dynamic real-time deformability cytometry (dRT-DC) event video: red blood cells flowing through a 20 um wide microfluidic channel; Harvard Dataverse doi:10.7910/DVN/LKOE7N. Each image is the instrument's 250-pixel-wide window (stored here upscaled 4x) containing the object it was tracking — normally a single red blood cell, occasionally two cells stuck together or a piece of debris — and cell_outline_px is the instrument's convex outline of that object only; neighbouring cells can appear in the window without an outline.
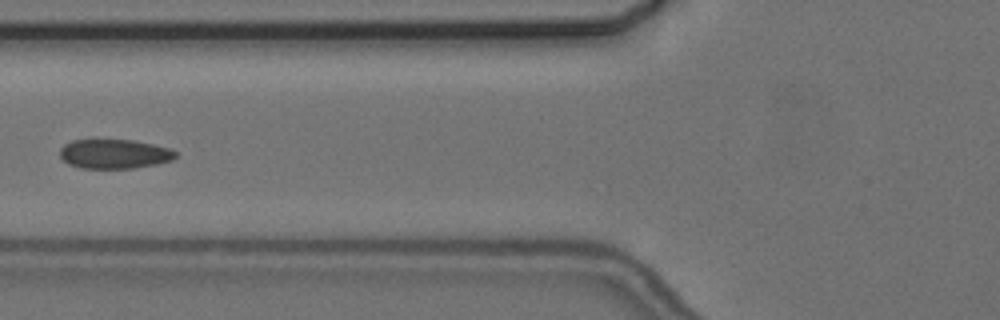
{"species": "common noctule bat (a hibernating species)", "species_latin": "Nyctalus noctula", "temperature_condition": "cold", "stored_images_in_passage": 5, "camera_frame_rate_fps": 3000, "um_per_image_px": 0.085, "animal": {"sex": "female", "body_mass_g": 24.6, "forearm_length_mm": 56.2}, "frame": {"image": 1, "passage_image": 5, "time_ms": 4.667, "image_size_px": [1000, 320], "cell_outline_px": [[176, 156], [172, 160], [156, 164], [136, 168], [80, 168], [68, 164], [60, 156], [60, 148], [64, 144], [72, 140], [132, 140], [172, 148], [176, 152]], "centroid_in_image_um": [9.72, 13.08], "position_along_channel_um": 116.1, "area_um2": 19.83}}